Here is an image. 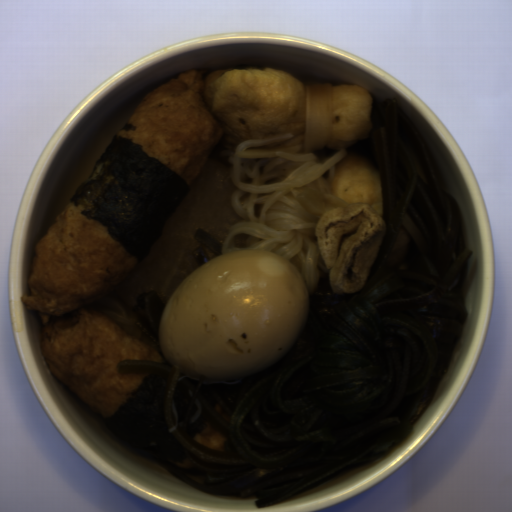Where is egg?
I'll return each instance as SVG.
<instances>
[{
  "mask_svg": "<svg viewBox=\"0 0 512 512\" xmlns=\"http://www.w3.org/2000/svg\"><path fill=\"white\" fill-rule=\"evenodd\" d=\"M310 303L301 270L288 258L252 249L222 253L184 278L167 301L160 350L193 380L238 379L274 364L293 345Z\"/></svg>",
  "mask_w": 512,
  "mask_h": 512,
  "instance_id": "1",
  "label": "egg"
}]
</instances>
